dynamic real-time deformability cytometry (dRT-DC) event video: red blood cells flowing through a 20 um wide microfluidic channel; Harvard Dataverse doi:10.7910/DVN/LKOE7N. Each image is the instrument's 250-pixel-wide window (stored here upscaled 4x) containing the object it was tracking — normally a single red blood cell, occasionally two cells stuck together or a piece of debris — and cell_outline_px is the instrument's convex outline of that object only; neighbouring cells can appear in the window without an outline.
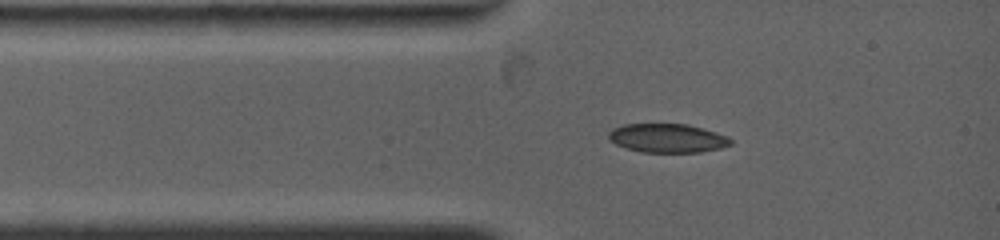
{"species": "common noctule bat (a hibernating species)", "species_latin": "Nyctalus noctula", "temperature_condition": "warm", "stored_images_in_passage": 63, "camera_frame_rate_fps": 4500, "um_per_image_px": 0.085, "animal": {"sex": "female", "body_mass_g": 19.0, "forearm_length_mm": 53.3}, "frame": {"image": 1, "passage_image": 4, "time_ms": 1.111, "image_size_px": [1000, 240], "cell_outline_px": [[732, 144], [720, 148], [700, 152], [640, 152], [616, 144], [608, 136], [608, 132], [612, 128], [624, 124], [688, 124], [716, 132], [728, 136], [732, 140]], "centroid_in_image_um": [56.75, 11.74], "position_along_channel_um": 28.3, "area_um2": 20.46}}
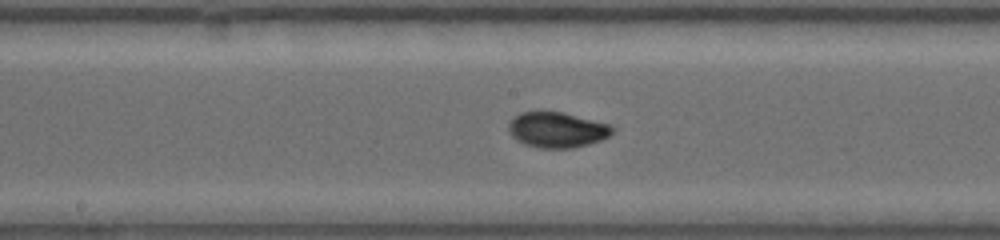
{"frame": {"image": 2, "passage_image": 17, "time_ms": 5.778, "image_size_px": [1000, 240], "cell_outline_px": [[616, 128], [608, 136], [600, 140], [588, 144], [572, 148], [540, 148], [524, 144], [516, 140], [508, 132], [508, 124], [520, 112], [564, 112], [612, 124]], "centroid_in_image_um": [47.37, 11.03], "position_along_channel_um": 200.8, "area_um2": 21.56}}
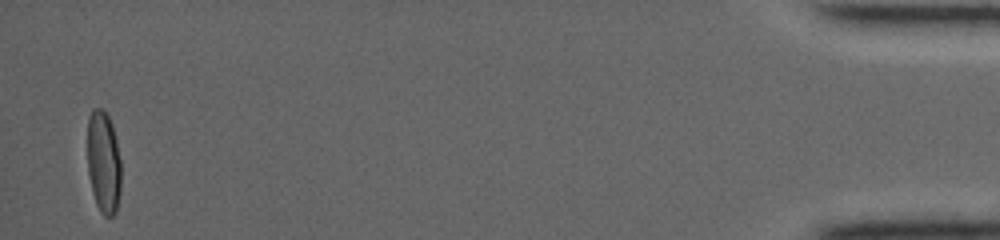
{"frame": {"image": 3, "passage_image": 56, "time_ms": 15.333, "image_size_px": [1000, 240], "cell_outline_px": [[120, 192], [116, 212], [112, 216], [104, 216], [100, 212], [96, 204], [92, 192], [88, 172], [88, 116], [92, 108], [104, 108], [112, 124], [116, 140], [120, 160]], "centroid_in_image_um": [8.8, 13.78], "position_along_channel_um": 426.4, "area_um2": 20.23}, "authors_computed_cell_mechanics": {"area_um2": 20.3456, "velocity_mm_per_s": 3.8348, "shape_relaxation_time_tau1_ms": 6.2801, "shape_relaxation_time_tau2_ms": null, "deformation_change_tau1": 0.223, "deformation_change_tau2": null}}